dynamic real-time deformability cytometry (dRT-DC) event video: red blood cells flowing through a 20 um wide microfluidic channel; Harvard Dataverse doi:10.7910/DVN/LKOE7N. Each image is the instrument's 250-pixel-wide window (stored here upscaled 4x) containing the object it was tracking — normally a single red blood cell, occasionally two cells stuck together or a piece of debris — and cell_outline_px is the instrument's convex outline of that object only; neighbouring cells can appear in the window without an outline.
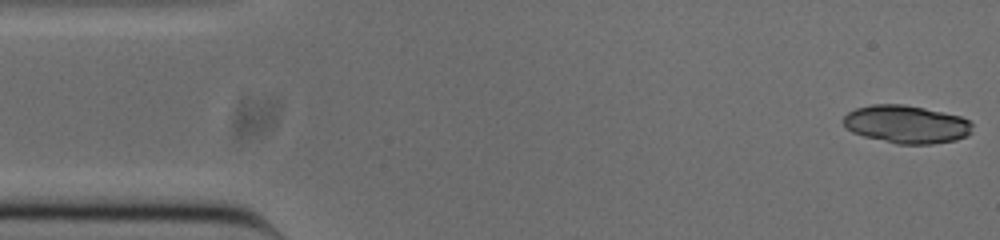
{"species": "common noctule bat (a hibernating species)", "species_latin": "Nyctalus noctula", "temperature_condition": "cold", "stored_images_in_passage": 51, "segment_of_instrument_passage": [1, 2], "camera_frame_rate_fps": 3000, "um_per_image_px": 0.085, "animal": {"sex": "male", "body_mass_g": 20.0, "forearm_length_mm": 53.3}, "frame": {"image": 1, "passage_image": 1, "time_ms": 0.0, "image_size_px": [1000, 240], "cell_outline_px": [[972, 132], [968, 136], [956, 140], [932, 144], [896, 144], [864, 136], [852, 132], [844, 124], [844, 116], [848, 112], [856, 108], [872, 104], [904, 104], [924, 108], [960, 116], [968, 120], [972, 124]], "centroid_in_image_um": [77.06, 10.57], "position_along_channel_um": 7.9, "area_um2": 28.55}}